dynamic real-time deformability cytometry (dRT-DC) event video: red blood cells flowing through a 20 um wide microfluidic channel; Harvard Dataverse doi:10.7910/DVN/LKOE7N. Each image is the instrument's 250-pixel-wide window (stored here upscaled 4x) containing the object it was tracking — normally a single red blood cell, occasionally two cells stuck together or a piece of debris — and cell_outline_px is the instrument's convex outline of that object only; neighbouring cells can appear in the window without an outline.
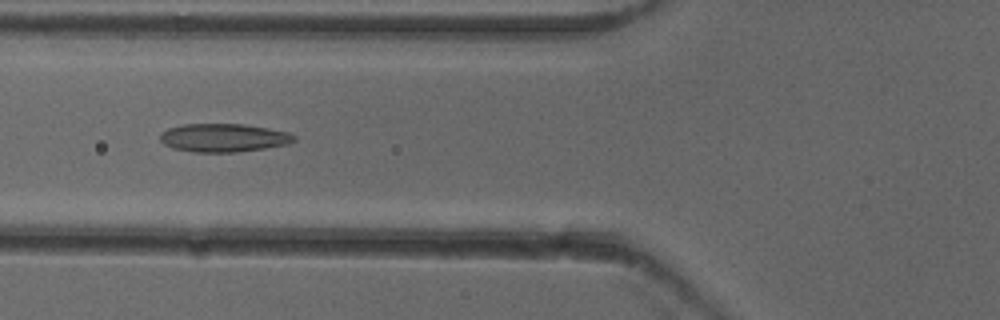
{"species": "common noctule bat (a hibernating species)", "species_latin": "Nyctalus noctula", "temperature_condition": "cold", "stored_images_in_passage": 52, "camera_frame_rate_fps": 3000, "um_per_image_px": 0.085, "animal": {"sex": "female"}, "frame": {"image": 1, "passage_image": 20, "time_ms": 6.333, "image_size_px": [1000, 320], "cell_outline_px": [[296, 140], [288, 144], [264, 148], [236, 152], [192, 152], [172, 148], [164, 144], [160, 140], [160, 132], [168, 128], [180, 124], [244, 124], [268, 128], [288, 132], [296, 136]], "centroid_in_image_um": [18.98, 11.7], "position_along_channel_um": 106.8, "area_um2": 22.25}}
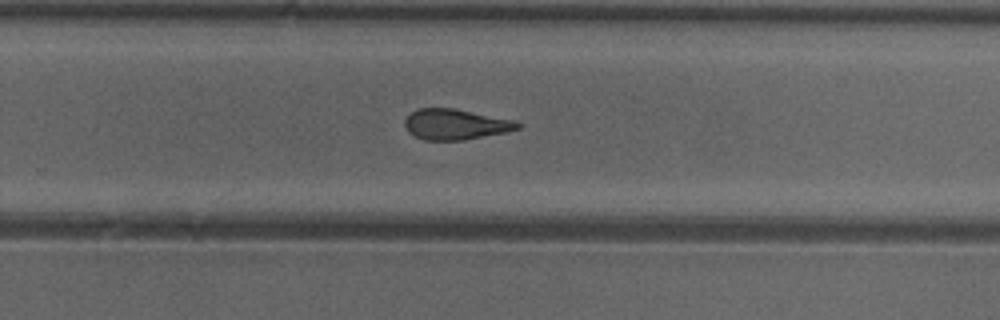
{"frame": {"image": 2, "passage_image": 34, "time_ms": 11.0, "image_size_px": [1000, 320], "cell_outline_px": [[520, 128], [504, 132], [460, 140], [424, 140], [408, 132], [404, 124], [404, 120], [416, 108], [452, 108], [516, 120], [520, 124]], "centroid_in_image_um": [38.69, 10.56], "position_along_channel_um": 291.1, "area_um2": 19.88}}
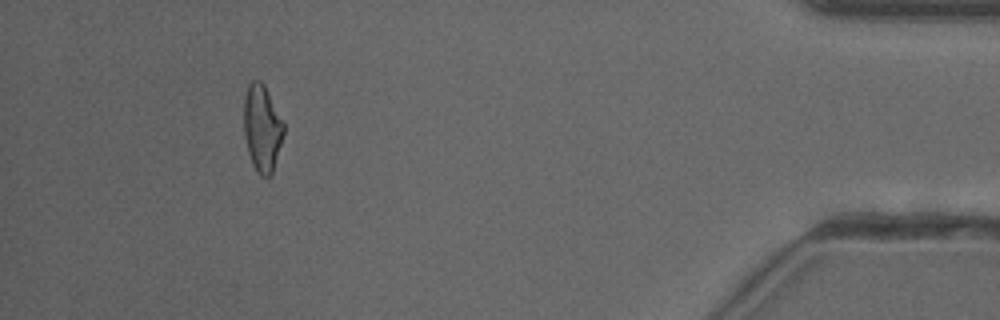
{"frame": {"image": 3, "passage_image": 48, "time_ms": 15.667, "image_size_px": [1000, 320], "cell_outline_px": [[284, 132], [272, 172], [268, 176], [260, 176], [252, 164], [248, 152], [244, 136], [244, 96], [248, 84], [252, 80], [260, 80], [264, 84], [284, 124]], "centroid_in_image_um": [22.25, 10.86], "position_along_channel_um": 412.9, "area_um2": 19.94}, "authors_computed_cell_mechanics": {"area_um2": 21.0103, "velocity_mm_per_s": 3.9488, "shape_relaxation_time_tau1_ms": null, "shape_relaxation_time_tau2_ms": 2.9097, "deformation_change_tau1": null, "deformation_change_tau2": 0.1094}}